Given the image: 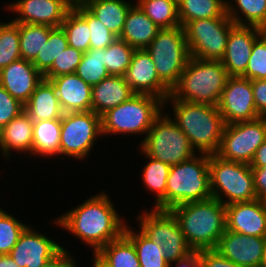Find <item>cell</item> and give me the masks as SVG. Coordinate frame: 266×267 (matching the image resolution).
Listing matches in <instances>:
<instances>
[{
  "mask_svg": "<svg viewBox=\"0 0 266 267\" xmlns=\"http://www.w3.org/2000/svg\"><path fill=\"white\" fill-rule=\"evenodd\" d=\"M226 12V0H178L180 25L199 19L221 17Z\"/></svg>",
  "mask_w": 266,
  "mask_h": 267,
  "instance_id": "32",
  "label": "cell"
},
{
  "mask_svg": "<svg viewBox=\"0 0 266 267\" xmlns=\"http://www.w3.org/2000/svg\"><path fill=\"white\" fill-rule=\"evenodd\" d=\"M88 198L52 222L89 246L94 256L102 247L124 234L127 222L106 192Z\"/></svg>",
  "mask_w": 266,
  "mask_h": 267,
  "instance_id": "1",
  "label": "cell"
},
{
  "mask_svg": "<svg viewBox=\"0 0 266 267\" xmlns=\"http://www.w3.org/2000/svg\"><path fill=\"white\" fill-rule=\"evenodd\" d=\"M242 77L249 80L266 79V30L255 40L246 72Z\"/></svg>",
  "mask_w": 266,
  "mask_h": 267,
  "instance_id": "43",
  "label": "cell"
},
{
  "mask_svg": "<svg viewBox=\"0 0 266 267\" xmlns=\"http://www.w3.org/2000/svg\"><path fill=\"white\" fill-rule=\"evenodd\" d=\"M104 48L88 49L82 56L76 74L91 86L109 76L105 67Z\"/></svg>",
  "mask_w": 266,
  "mask_h": 267,
  "instance_id": "38",
  "label": "cell"
},
{
  "mask_svg": "<svg viewBox=\"0 0 266 267\" xmlns=\"http://www.w3.org/2000/svg\"><path fill=\"white\" fill-rule=\"evenodd\" d=\"M67 37L68 46L85 53L90 49V28L86 20L72 7L60 26Z\"/></svg>",
  "mask_w": 266,
  "mask_h": 267,
  "instance_id": "36",
  "label": "cell"
},
{
  "mask_svg": "<svg viewBox=\"0 0 266 267\" xmlns=\"http://www.w3.org/2000/svg\"><path fill=\"white\" fill-rule=\"evenodd\" d=\"M209 173L212 197L224 205L257 199L249 164L209 154Z\"/></svg>",
  "mask_w": 266,
  "mask_h": 267,
  "instance_id": "7",
  "label": "cell"
},
{
  "mask_svg": "<svg viewBox=\"0 0 266 267\" xmlns=\"http://www.w3.org/2000/svg\"><path fill=\"white\" fill-rule=\"evenodd\" d=\"M145 50L153 60L158 77L172 89L191 57L184 28L160 29Z\"/></svg>",
  "mask_w": 266,
  "mask_h": 267,
  "instance_id": "9",
  "label": "cell"
},
{
  "mask_svg": "<svg viewBox=\"0 0 266 267\" xmlns=\"http://www.w3.org/2000/svg\"><path fill=\"white\" fill-rule=\"evenodd\" d=\"M262 267H266V243H265V248H264V256H263V261H262Z\"/></svg>",
  "mask_w": 266,
  "mask_h": 267,
  "instance_id": "54",
  "label": "cell"
},
{
  "mask_svg": "<svg viewBox=\"0 0 266 267\" xmlns=\"http://www.w3.org/2000/svg\"><path fill=\"white\" fill-rule=\"evenodd\" d=\"M266 140V117L225 125L218 156L250 164L257 148Z\"/></svg>",
  "mask_w": 266,
  "mask_h": 267,
  "instance_id": "13",
  "label": "cell"
},
{
  "mask_svg": "<svg viewBox=\"0 0 266 267\" xmlns=\"http://www.w3.org/2000/svg\"><path fill=\"white\" fill-rule=\"evenodd\" d=\"M226 13L238 26L266 30V0H226Z\"/></svg>",
  "mask_w": 266,
  "mask_h": 267,
  "instance_id": "30",
  "label": "cell"
},
{
  "mask_svg": "<svg viewBox=\"0 0 266 267\" xmlns=\"http://www.w3.org/2000/svg\"><path fill=\"white\" fill-rule=\"evenodd\" d=\"M23 111H25V105L0 85V130Z\"/></svg>",
  "mask_w": 266,
  "mask_h": 267,
  "instance_id": "45",
  "label": "cell"
},
{
  "mask_svg": "<svg viewBox=\"0 0 266 267\" xmlns=\"http://www.w3.org/2000/svg\"><path fill=\"white\" fill-rule=\"evenodd\" d=\"M264 31L256 26L238 25L230 31L220 60L229 76H242L246 72L254 42Z\"/></svg>",
  "mask_w": 266,
  "mask_h": 267,
  "instance_id": "20",
  "label": "cell"
},
{
  "mask_svg": "<svg viewBox=\"0 0 266 267\" xmlns=\"http://www.w3.org/2000/svg\"><path fill=\"white\" fill-rule=\"evenodd\" d=\"M71 7L84 6L90 0H67Z\"/></svg>",
  "mask_w": 266,
  "mask_h": 267,
  "instance_id": "53",
  "label": "cell"
},
{
  "mask_svg": "<svg viewBox=\"0 0 266 267\" xmlns=\"http://www.w3.org/2000/svg\"><path fill=\"white\" fill-rule=\"evenodd\" d=\"M28 225L0 208V255H9Z\"/></svg>",
  "mask_w": 266,
  "mask_h": 267,
  "instance_id": "41",
  "label": "cell"
},
{
  "mask_svg": "<svg viewBox=\"0 0 266 267\" xmlns=\"http://www.w3.org/2000/svg\"><path fill=\"white\" fill-rule=\"evenodd\" d=\"M164 110V101L149 94H134L101 116L102 134L142 135L145 139L154 120Z\"/></svg>",
  "mask_w": 266,
  "mask_h": 267,
  "instance_id": "6",
  "label": "cell"
},
{
  "mask_svg": "<svg viewBox=\"0 0 266 267\" xmlns=\"http://www.w3.org/2000/svg\"><path fill=\"white\" fill-rule=\"evenodd\" d=\"M19 23L0 21V70L21 59Z\"/></svg>",
  "mask_w": 266,
  "mask_h": 267,
  "instance_id": "39",
  "label": "cell"
},
{
  "mask_svg": "<svg viewBox=\"0 0 266 267\" xmlns=\"http://www.w3.org/2000/svg\"><path fill=\"white\" fill-rule=\"evenodd\" d=\"M43 79L33 63L22 58L0 70V85L24 105Z\"/></svg>",
  "mask_w": 266,
  "mask_h": 267,
  "instance_id": "21",
  "label": "cell"
},
{
  "mask_svg": "<svg viewBox=\"0 0 266 267\" xmlns=\"http://www.w3.org/2000/svg\"><path fill=\"white\" fill-rule=\"evenodd\" d=\"M167 108L154 120L139 147L150 157L170 166L188 160L196 153L189 139L172 120Z\"/></svg>",
  "mask_w": 266,
  "mask_h": 267,
  "instance_id": "8",
  "label": "cell"
},
{
  "mask_svg": "<svg viewBox=\"0 0 266 267\" xmlns=\"http://www.w3.org/2000/svg\"><path fill=\"white\" fill-rule=\"evenodd\" d=\"M256 110L261 117H266V79L251 80Z\"/></svg>",
  "mask_w": 266,
  "mask_h": 267,
  "instance_id": "47",
  "label": "cell"
},
{
  "mask_svg": "<svg viewBox=\"0 0 266 267\" xmlns=\"http://www.w3.org/2000/svg\"><path fill=\"white\" fill-rule=\"evenodd\" d=\"M25 112L34 121L61 119L60 107L55 87L50 80L43 79L25 104Z\"/></svg>",
  "mask_w": 266,
  "mask_h": 267,
  "instance_id": "26",
  "label": "cell"
},
{
  "mask_svg": "<svg viewBox=\"0 0 266 267\" xmlns=\"http://www.w3.org/2000/svg\"><path fill=\"white\" fill-rule=\"evenodd\" d=\"M228 77L220 60L190 57L170 95L177 100L217 106Z\"/></svg>",
  "mask_w": 266,
  "mask_h": 267,
  "instance_id": "5",
  "label": "cell"
},
{
  "mask_svg": "<svg viewBox=\"0 0 266 267\" xmlns=\"http://www.w3.org/2000/svg\"><path fill=\"white\" fill-rule=\"evenodd\" d=\"M193 251L215 249L226 230V205L211 197L170 209Z\"/></svg>",
  "mask_w": 266,
  "mask_h": 267,
  "instance_id": "2",
  "label": "cell"
},
{
  "mask_svg": "<svg viewBox=\"0 0 266 267\" xmlns=\"http://www.w3.org/2000/svg\"><path fill=\"white\" fill-rule=\"evenodd\" d=\"M168 102L172 106L169 108H173L172 120L187 136L195 151L216 154L225 127L218 107L177 100L169 95L164 100V109L168 107Z\"/></svg>",
  "mask_w": 266,
  "mask_h": 267,
  "instance_id": "3",
  "label": "cell"
},
{
  "mask_svg": "<svg viewBox=\"0 0 266 267\" xmlns=\"http://www.w3.org/2000/svg\"><path fill=\"white\" fill-rule=\"evenodd\" d=\"M140 154L148 160L142 168V182L146 190L155 195V206L166 194L167 178L169 175L170 165L148 156L141 148Z\"/></svg>",
  "mask_w": 266,
  "mask_h": 267,
  "instance_id": "33",
  "label": "cell"
},
{
  "mask_svg": "<svg viewBox=\"0 0 266 267\" xmlns=\"http://www.w3.org/2000/svg\"><path fill=\"white\" fill-rule=\"evenodd\" d=\"M226 230L266 237V201L255 199L226 205Z\"/></svg>",
  "mask_w": 266,
  "mask_h": 267,
  "instance_id": "19",
  "label": "cell"
},
{
  "mask_svg": "<svg viewBox=\"0 0 266 267\" xmlns=\"http://www.w3.org/2000/svg\"><path fill=\"white\" fill-rule=\"evenodd\" d=\"M265 243L266 237L246 236L225 230L215 250L242 267H262Z\"/></svg>",
  "mask_w": 266,
  "mask_h": 267,
  "instance_id": "18",
  "label": "cell"
},
{
  "mask_svg": "<svg viewBox=\"0 0 266 267\" xmlns=\"http://www.w3.org/2000/svg\"><path fill=\"white\" fill-rule=\"evenodd\" d=\"M61 249L59 242L28 224L9 255L19 267H41Z\"/></svg>",
  "mask_w": 266,
  "mask_h": 267,
  "instance_id": "15",
  "label": "cell"
},
{
  "mask_svg": "<svg viewBox=\"0 0 266 267\" xmlns=\"http://www.w3.org/2000/svg\"><path fill=\"white\" fill-rule=\"evenodd\" d=\"M201 267L199 251H192L185 258L169 263V267Z\"/></svg>",
  "mask_w": 266,
  "mask_h": 267,
  "instance_id": "50",
  "label": "cell"
},
{
  "mask_svg": "<svg viewBox=\"0 0 266 267\" xmlns=\"http://www.w3.org/2000/svg\"><path fill=\"white\" fill-rule=\"evenodd\" d=\"M235 26L226 12L221 17L188 22L183 28L190 56L204 60H221L230 31Z\"/></svg>",
  "mask_w": 266,
  "mask_h": 267,
  "instance_id": "11",
  "label": "cell"
},
{
  "mask_svg": "<svg viewBox=\"0 0 266 267\" xmlns=\"http://www.w3.org/2000/svg\"><path fill=\"white\" fill-rule=\"evenodd\" d=\"M134 94L124 76L109 75L92 86V111L101 117Z\"/></svg>",
  "mask_w": 266,
  "mask_h": 267,
  "instance_id": "24",
  "label": "cell"
},
{
  "mask_svg": "<svg viewBox=\"0 0 266 267\" xmlns=\"http://www.w3.org/2000/svg\"><path fill=\"white\" fill-rule=\"evenodd\" d=\"M201 267H242L228 260L215 249L199 250Z\"/></svg>",
  "mask_w": 266,
  "mask_h": 267,
  "instance_id": "46",
  "label": "cell"
},
{
  "mask_svg": "<svg viewBox=\"0 0 266 267\" xmlns=\"http://www.w3.org/2000/svg\"><path fill=\"white\" fill-rule=\"evenodd\" d=\"M135 3L159 28L181 26L178 0H137Z\"/></svg>",
  "mask_w": 266,
  "mask_h": 267,
  "instance_id": "34",
  "label": "cell"
},
{
  "mask_svg": "<svg viewBox=\"0 0 266 267\" xmlns=\"http://www.w3.org/2000/svg\"><path fill=\"white\" fill-rule=\"evenodd\" d=\"M211 197L209 154L197 152L188 160L170 167L166 194L152 208L170 210L180 204Z\"/></svg>",
  "mask_w": 266,
  "mask_h": 267,
  "instance_id": "4",
  "label": "cell"
},
{
  "mask_svg": "<svg viewBox=\"0 0 266 267\" xmlns=\"http://www.w3.org/2000/svg\"><path fill=\"white\" fill-rule=\"evenodd\" d=\"M102 134L101 117L93 111L63 113L59 156L86 159Z\"/></svg>",
  "mask_w": 266,
  "mask_h": 267,
  "instance_id": "10",
  "label": "cell"
},
{
  "mask_svg": "<svg viewBox=\"0 0 266 267\" xmlns=\"http://www.w3.org/2000/svg\"><path fill=\"white\" fill-rule=\"evenodd\" d=\"M135 49L119 38L104 48L105 67L109 75L124 76Z\"/></svg>",
  "mask_w": 266,
  "mask_h": 267,
  "instance_id": "40",
  "label": "cell"
},
{
  "mask_svg": "<svg viewBox=\"0 0 266 267\" xmlns=\"http://www.w3.org/2000/svg\"><path fill=\"white\" fill-rule=\"evenodd\" d=\"M64 113L92 111V86L76 73L49 79Z\"/></svg>",
  "mask_w": 266,
  "mask_h": 267,
  "instance_id": "22",
  "label": "cell"
},
{
  "mask_svg": "<svg viewBox=\"0 0 266 267\" xmlns=\"http://www.w3.org/2000/svg\"><path fill=\"white\" fill-rule=\"evenodd\" d=\"M68 47L67 37L61 27L52 28L49 38L44 43L41 51L32 61L37 70L44 75L51 67L56 58Z\"/></svg>",
  "mask_w": 266,
  "mask_h": 267,
  "instance_id": "37",
  "label": "cell"
},
{
  "mask_svg": "<svg viewBox=\"0 0 266 267\" xmlns=\"http://www.w3.org/2000/svg\"><path fill=\"white\" fill-rule=\"evenodd\" d=\"M257 199L266 201V167H251Z\"/></svg>",
  "mask_w": 266,
  "mask_h": 267,
  "instance_id": "49",
  "label": "cell"
},
{
  "mask_svg": "<svg viewBox=\"0 0 266 267\" xmlns=\"http://www.w3.org/2000/svg\"><path fill=\"white\" fill-rule=\"evenodd\" d=\"M124 77L136 94L153 95L163 101L171 94V89L158 77L153 60L145 49L133 52Z\"/></svg>",
  "mask_w": 266,
  "mask_h": 267,
  "instance_id": "17",
  "label": "cell"
},
{
  "mask_svg": "<svg viewBox=\"0 0 266 267\" xmlns=\"http://www.w3.org/2000/svg\"><path fill=\"white\" fill-rule=\"evenodd\" d=\"M217 107L225 125L261 117L256 110L251 80L242 76L228 77Z\"/></svg>",
  "mask_w": 266,
  "mask_h": 267,
  "instance_id": "14",
  "label": "cell"
},
{
  "mask_svg": "<svg viewBox=\"0 0 266 267\" xmlns=\"http://www.w3.org/2000/svg\"><path fill=\"white\" fill-rule=\"evenodd\" d=\"M160 29L137 4H134L127 13L119 39L135 50L146 49Z\"/></svg>",
  "mask_w": 266,
  "mask_h": 267,
  "instance_id": "25",
  "label": "cell"
},
{
  "mask_svg": "<svg viewBox=\"0 0 266 267\" xmlns=\"http://www.w3.org/2000/svg\"><path fill=\"white\" fill-rule=\"evenodd\" d=\"M72 7L67 0H16L6 6L17 14L15 23L60 27Z\"/></svg>",
  "mask_w": 266,
  "mask_h": 267,
  "instance_id": "16",
  "label": "cell"
},
{
  "mask_svg": "<svg viewBox=\"0 0 266 267\" xmlns=\"http://www.w3.org/2000/svg\"><path fill=\"white\" fill-rule=\"evenodd\" d=\"M132 2L133 0H90L84 7L119 37L127 13L135 4Z\"/></svg>",
  "mask_w": 266,
  "mask_h": 267,
  "instance_id": "27",
  "label": "cell"
},
{
  "mask_svg": "<svg viewBox=\"0 0 266 267\" xmlns=\"http://www.w3.org/2000/svg\"><path fill=\"white\" fill-rule=\"evenodd\" d=\"M0 267H19L10 255H0Z\"/></svg>",
  "mask_w": 266,
  "mask_h": 267,
  "instance_id": "52",
  "label": "cell"
},
{
  "mask_svg": "<svg viewBox=\"0 0 266 267\" xmlns=\"http://www.w3.org/2000/svg\"><path fill=\"white\" fill-rule=\"evenodd\" d=\"M88 23L90 28V49L106 48L119 37L112 33L99 19L84 6L73 7Z\"/></svg>",
  "mask_w": 266,
  "mask_h": 267,
  "instance_id": "42",
  "label": "cell"
},
{
  "mask_svg": "<svg viewBox=\"0 0 266 267\" xmlns=\"http://www.w3.org/2000/svg\"><path fill=\"white\" fill-rule=\"evenodd\" d=\"M92 267H101L94 259H92Z\"/></svg>",
  "mask_w": 266,
  "mask_h": 267,
  "instance_id": "55",
  "label": "cell"
},
{
  "mask_svg": "<svg viewBox=\"0 0 266 267\" xmlns=\"http://www.w3.org/2000/svg\"><path fill=\"white\" fill-rule=\"evenodd\" d=\"M250 167H266V140L257 148Z\"/></svg>",
  "mask_w": 266,
  "mask_h": 267,
  "instance_id": "51",
  "label": "cell"
},
{
  "mask_svg": "<svg viewBox=\"0 0 266 267\" xmlns=\"http://www.w3.org/2000/svg\"><path fill=\"white\" fill-rule=\"evenodd\" d=\"M83 52L68 46L52 64V67L43 75L44 79L58 77L76 73L77 67L81 62Z\"/></svg>",
  "mask_w": 266,
  "mask_h": 267,
  "instance_id": "44",
  "label": "cell"
},
{
  "mask_svg": "<svg viewBox=\"0 0 266 267\" xmlns=\"http://www.w3.org/2000/svg\"><path fill=\"white\" fill-rule=\"evenodd\" d=\"M93 259L101 267H141L133 243L124 234L102 247Z\"/></svg>",
  "mask_w": 266,
  "mask_h": 267,
  "instance_id": "28",
  "label": "cell"
},
{
  "mask_svg": "<svg viewBox=\"0 0 266 267\" xmlns=\"http://www.w3.org/2000/svg\"><path fill=\"white\" fill-rule=\"evenodd\" d=\"M61 138V119L40 120L33 122L32 156H59Z\"/></svg>",
  "mask_w": 266,
  "mask_h": 267,
  "instance_id": "29",
  "label": "cell"
},
{
  "mask_svg": "<svg viewBox=\"0 0 266 267\" xmlns=\"http://www.w3.org/2000/svg\"><path fill=\"white\" fill-rule=\"evenodd\" d=\"M52 28L47 25L19 23L21 58L32 62L48 40Z\"/></svg>",
  "mask_w": 266,
  "mask_h": 267,
  "instance_id": "35",
  "label": "cell"
},
{
  "mask_svg": "<svg viewBox=\"0 0 266 267\" xmlns=\"http://www.w3.org/2000/svg\"><path fill=\"white\" fill-rule=\"evenodd\" d=\"M32 147L33 121L23 111L0 130V153L6 160L13 155L12 151L32 156Z\"/></svg>",
  "mask_w": 266,
  "mask_h": 267,
  "instance_id": "23",
  "label": "cell"
},
{
  "mask_svg": "<svg viewBox=\"0 0 266 267\" xmlns=\"http://www.w3.org/2000/svg\"><path fill=\"white\" fill-rule=\"evenodd\" d=\"M124 235L133 243L141 267H169L161 245L153 242L141 230L133 229L127 223Z\"/></svg>",
  "mask_w": 266,
  "mask_h": 267,
  "instance_id": "31",
  "label": "cell"
},
{
  "mask_svg": "<svg viewBox=\"0 0 266 267\" xmlns=\"http://www.w3.org/2000/svg\"><path fill=\"white\" fill-rule=\"evenodd\" d=\"M138 214V228L153 242L161 245L164 257L169 263L185 258L193 251L170 210L151 208L148 211L146 208Z\"/></svg>",
  "mask_w": 266,
  "mask_h": 267,
  "instance_id": "12",
  "label": "cell"
},
{
  "mask_svg": "<svg viewBox=\"0 0 266 267\" xmlns=\"http://www.w3.org/2000/svg\"><path fill=\"white\" fill-rule=\"evenodd\" d=\"M62 246V249L41 267H77L76 258Z\"/></svg>",
  "mask_w": 266,
  "mask_h": 267,
  "instance_id": "48",
  "label": "cell"
}]
</instances>
